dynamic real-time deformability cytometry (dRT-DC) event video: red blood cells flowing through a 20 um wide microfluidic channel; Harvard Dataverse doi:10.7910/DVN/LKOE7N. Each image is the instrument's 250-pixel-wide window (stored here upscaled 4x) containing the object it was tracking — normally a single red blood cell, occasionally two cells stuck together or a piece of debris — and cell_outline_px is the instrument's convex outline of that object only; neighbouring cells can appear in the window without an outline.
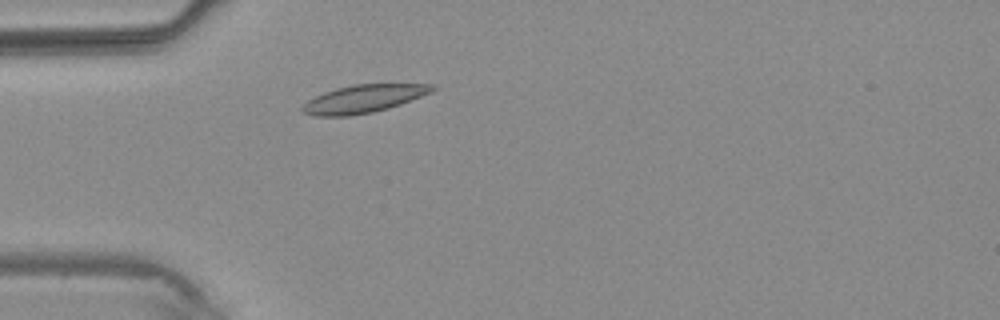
{"species": "common noctule bat (a hibernating species)", "species_latin": "Nyctalus noctula", "temperature_condition": "warm", "stored_images_in_passage": 2, "camera_frame_rate_fps": 3000, "um_per_image_px": 0.085, "animal": {"sex": "male", "body_mass_g": 20.4}, "frame": {"image": 1, "passage_image": 2, "time_ms": 1.0, "image_size_px": [1000, 320], "cell_outline_px": [[436, 88], [432, 92], [400, 104], [388, 108], [372, 112], [348, 116], [316, 116], [300, 112], [300, 108], [308, 100], [324, 92], [336, 88], [352, 84], [432, 84]], "centroid_in_image_um": [30.87, 8.4], "position_along_channel_um": 54.1, "area_um2": 21.04}}